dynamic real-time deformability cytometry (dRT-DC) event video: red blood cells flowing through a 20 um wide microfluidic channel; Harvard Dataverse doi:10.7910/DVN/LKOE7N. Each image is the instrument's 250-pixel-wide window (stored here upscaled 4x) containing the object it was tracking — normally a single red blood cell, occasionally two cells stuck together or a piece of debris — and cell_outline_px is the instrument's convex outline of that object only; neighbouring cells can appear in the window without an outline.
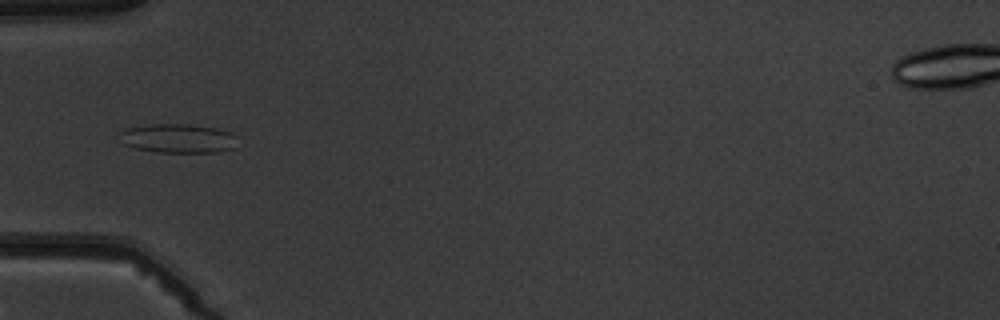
{"species": "common noctule bat (a hibernating species)", "species_latin": "Nyctalus noctula", "temperature_condition": "warm", "stored_images_in_passage": 8, "camera_frame_rate_fps": 3000, "um_per_image_px": 0.085, "animal": {"sex": "male", "body_mass_g": 19.5, "forearm_length_mm": 54.6}, "frame": {"image": 1, "passage_image": 5, "time_ms": 4.667, "image_size_px": [1000, 320], "cell_outline_px": [[236, 148], [220, 152], [156, 152], [136, 148], [124, 144], [120, 132], [128, 128], [152, 124], [188, 124], [212, 128], [228, 132], [236, 136]], "centroid_in_image_um": [15.17, 11.77], "position_along_channel_um": 69.8, "area_um2": 19.71}}
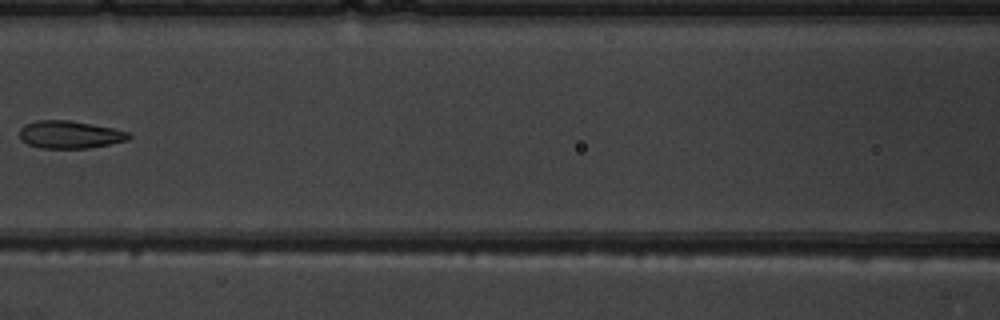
{"frame": {"image": 2, "passage_image": 7, "time_ms": 7.0, "image_size_px": [1000, 320], "cell_outline_px": [[132, 136], [128, 140], [88, 148], [40, 148], [28, 144], [20, 140], [20, 128], [24, 124], [36, 120], [68, 120], [112, 128], [128, 132]], "centroid_in_image_um": [5.89, 11.44], "position_along_channel_um": 160.7, "area_um2": 17.51}}
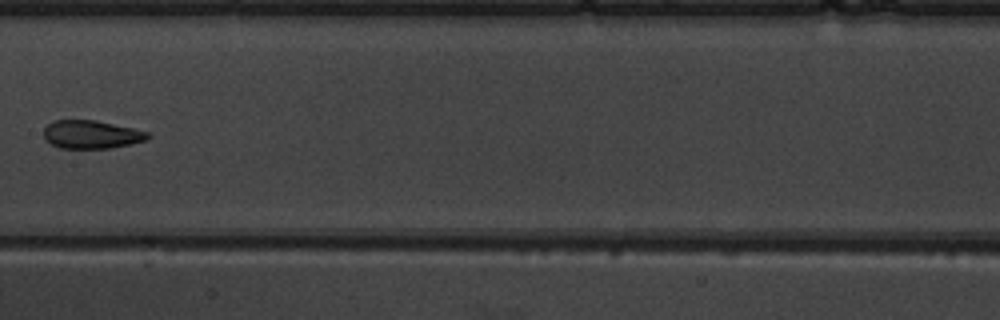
{"frame": {"image": 3, "passage_image": 8, "time_ms": 8.0, "image_size_px": [1000, 320], "cell_outline_px": [[152, 136], [148, 140], [132, 144], [112, 148], [60, 148], [44, 140], [44, 128], [52, 120], [96, 120], [132, 128], [148, 132]], "centroid_in_image_um": [7.78, 11.43], "position_along_channel_um": 199.6, "area_um2": 17.28}}